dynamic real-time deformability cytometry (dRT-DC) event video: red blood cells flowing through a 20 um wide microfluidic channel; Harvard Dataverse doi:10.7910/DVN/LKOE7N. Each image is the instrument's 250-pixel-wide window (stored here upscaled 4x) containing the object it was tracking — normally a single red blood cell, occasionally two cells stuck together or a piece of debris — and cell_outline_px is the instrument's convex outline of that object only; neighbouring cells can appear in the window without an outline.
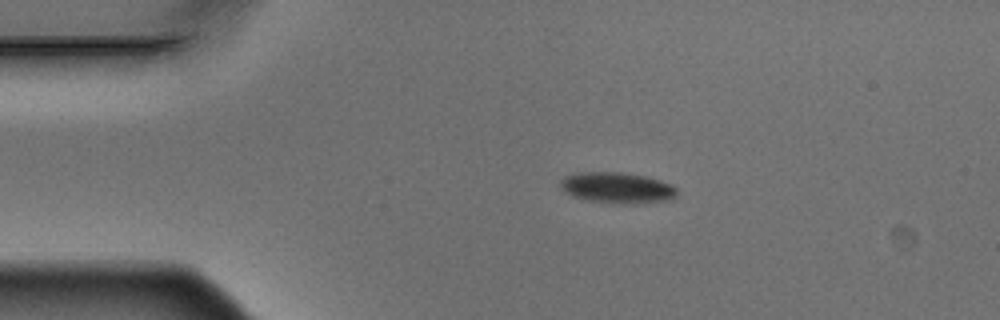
{"species": "Egyptian fruit bat (a non-hibernating species)", "species_latin": "Rousettus aegyptiacus", "temperature_condition": "warm", "stored_images_in_passage": 4, "camera_frame_rate_fps": 3000, "um_per_image_px": 0.085, "animal": {"sex": "male"}, "frame": {"image": 1, "passage_image": 2, "time_ms": 0.333, "image_size_px": [1000, 320], "cell_outline_px": [[676, 196], [672, 200], [636, 204], [616, 204], [588, 200], [572, 196], [564, 192], [560, 184], [560, 180], [564, 176], [580, 172], [620, 172], [644, 176], [660, 180], [672, 184], [676, 188]], "centroid_in_image_um": [52.47, 15.97], "position_along_channel_um": 32.5, "area_um2": 21.27}}
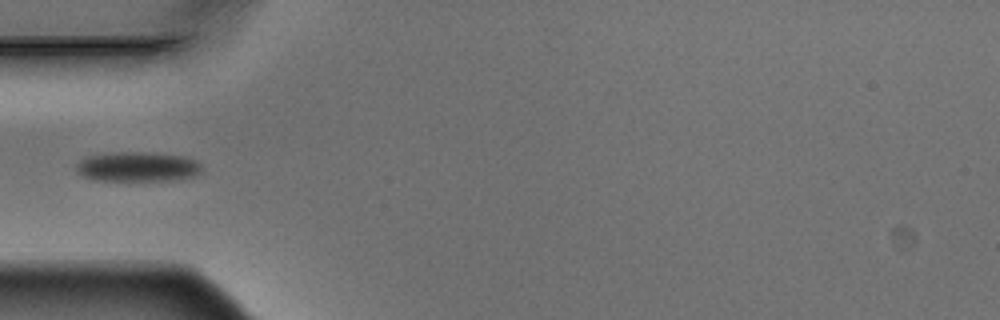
{"frame": {"image": 2, "passage_image": 4, "time_ms": 1.0, "image_size_px": [1000, 320], "cell_outline_px": [[200, 172], [196, 176], [176, 180], [92, 180], [84, 176], [76, 168], [76, 164], [80, 160], [88, 156], [116, 152], [144, 152], [184, 156], [196, 160], [200, 164]], "centroid_in_image_um": [11.72, 14.17], "position_along_channel_um": 73.3, "area_um2": 21.62}}